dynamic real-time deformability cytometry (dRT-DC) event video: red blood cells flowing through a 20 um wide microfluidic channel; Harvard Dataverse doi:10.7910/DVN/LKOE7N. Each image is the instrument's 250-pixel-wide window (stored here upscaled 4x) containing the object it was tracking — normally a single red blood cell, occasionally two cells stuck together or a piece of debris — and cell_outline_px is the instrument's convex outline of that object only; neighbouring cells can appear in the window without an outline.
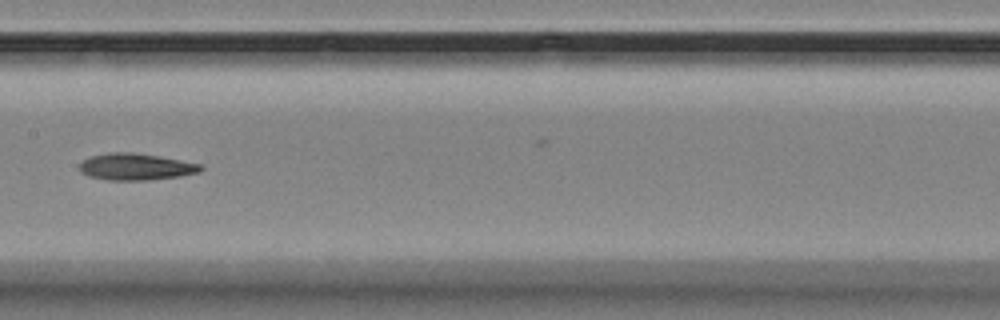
{"species": "Egyptian fruit bat (a non-hibernating species)", "species_latin": "Rousettus aegyptiacus", "temperature_condition": "room temperature", "stored_images_in_passage": 15, "camera_frame_rate_fps": 3000, "um_per_image_px": 0.085, "animal": {"sex": "female"}, "frame": {"image": 1, "passage_image": 8, "time_ms": 9.333, "image_size_px": [1000, 320], "cell_outline_px": [[204, 168], [200, 172], [180, 176], [148, 180], [108, 180], [88, 176], [80, 172], [80, 164], [84, 160], [92, 156], [108, 152], [132, 152], [160, 156], [200, 164]], "centroid_in_image_um": [11.55, 14.17], "position_along_channel_um": 195.9, "area_um2": 18.84}}
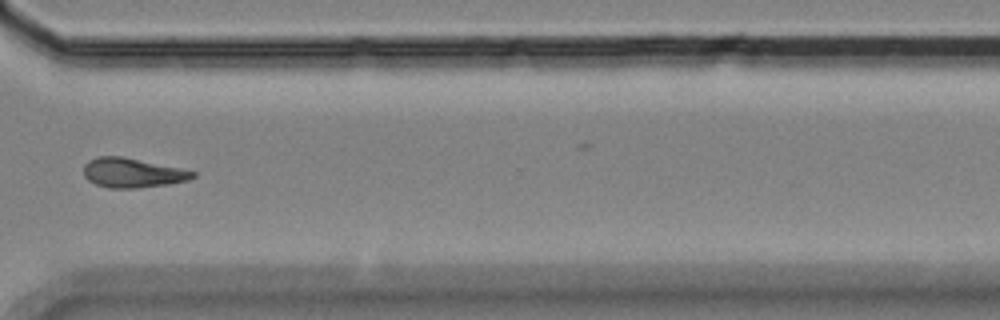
{"frame": {"image": 2, "passage_image": 12, "time_ms": 14.0, "image_size_px": [1000, 320], "cell_outline_px": [[196, 176], [188, 180], [168, 184], [140, 188], [108, 188], [96, 184], [88, 180], [84, 176], [84, 164], [88, 160], [96, 156], [120, 156], [180, 168], [196, 172]], "centroid_in_image_um": [11.23, 14.69], "position_along_channel_um": 359.4, "area_um2": 18.73}}
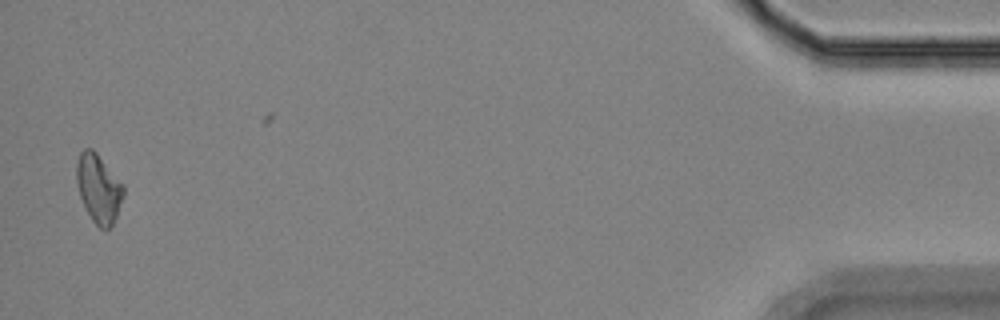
{"frame": {"image": 3, "passage_image": 15, "time_ms": 18.333, "image_size_px": [1000, 320], "cell_outline_px": [[124, 196], [116, 216], [112, 224], [108, 228], [100, 228], [92, 220], [80, 196], [76, 180], [76, 164], [80, 152], [84, 148], [92, 148], [96, 152], [124, 184]], "centroid_in_image_um": [8.39, 15.98], "position_along_channel_um": 426.8, "area_um2": 18.61}, "authors_computed_cell_mechanics": {"area_um2": 18.6116, "velocity_mm_per_s": 3.5179, "shape_relaxation_time_tau1_ms": 6.7063, "shape_relaxation_time_tau2_ms": 5.902, "deformation_change_tau1": 0.1429, "deformation_change_tau2": 0.1317}}